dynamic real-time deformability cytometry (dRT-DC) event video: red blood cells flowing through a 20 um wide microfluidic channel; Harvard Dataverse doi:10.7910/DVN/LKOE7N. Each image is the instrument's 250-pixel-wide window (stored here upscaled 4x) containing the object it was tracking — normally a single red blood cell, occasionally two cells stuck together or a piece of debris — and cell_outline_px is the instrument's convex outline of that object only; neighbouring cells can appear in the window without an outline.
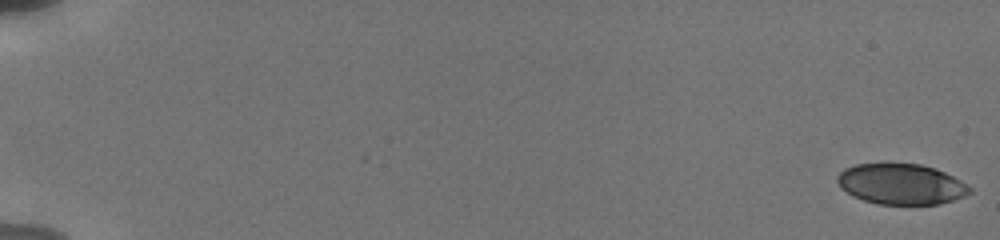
{"species": "human", "species_latin": "Homo sapiens", "temperature_condition": "cold", "stored_images_in_passage": 15, "camera_frame_rate_fps": 3000, "um_per_image_px": 0.085, "donor": {"sex": "male"}, "frame": {"image": 1, "passage_image": 1, "time_ms": 0.0, "image_size_px": [1000, 240], "cell_outline_px": [[972, 192], [964, 196], [940, 204], [876, 204], [852, 196], [840, 188], [836, 180], [836, 176], [844, 168], [856, 164], [920, 164], [936, 168], [968, 184], [972, 188]], "centroid_in_image_um": [76.58, 15.65], "position_along_channel_um": 8.4, "area_um2": 31.44}}
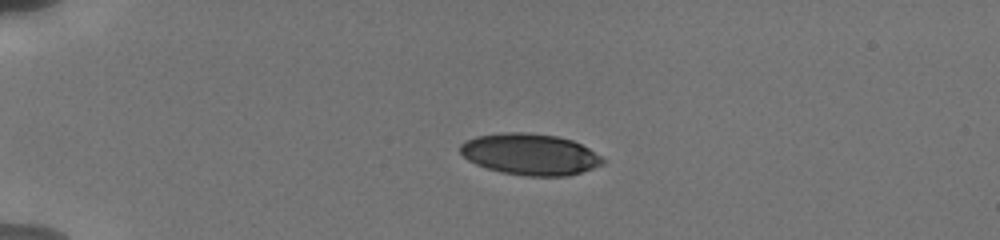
{"frame": {"image": 2, "passage_image": 8, "time_ms": 4.667, "image_size_px": [1000, 240], "cell_outline_px": [[604, 164], [568, 176], [524, 176], [500, 172], [476, 164], [468, 160], [460, 152], [460, 144], [464, 140], [476, 136], [504, 132], [528, 132], [556, 136], [572, 140], [588, 148], [600, 156], [604, 160]], "centroid_in_image_um": [45.02, 13.11], "position_along_channel_um": 40.0, "area_um2": 34.33}}
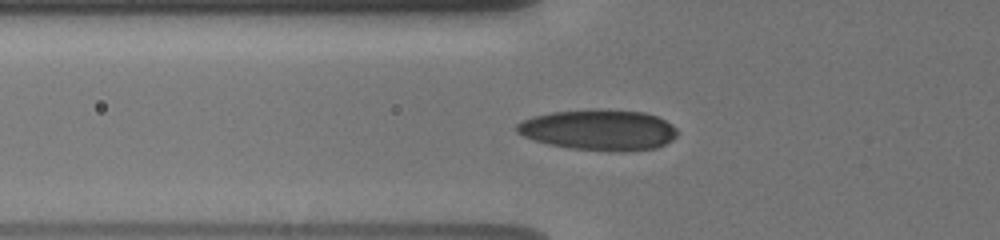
{"frame": {"image": 3, "passage_image": 12, "time_ms": 7.0, "image_size_px": [1000, 240], "cell_outline_px": [[676, 136], [672, 140], [656, 148], [624, 152], [620, 152], [568, 148], [548, 144], [524, 136], [516, 132], [516, 124], [532, 116], [552, 112], [592, 108], [604, 108], [644, 112], [656, 116], [672, 124], [676, 128]], "centroid_in_image_um": [50.91, 11.03], "position_along_channel_um": 74.9, "area_um2": 38.49}}